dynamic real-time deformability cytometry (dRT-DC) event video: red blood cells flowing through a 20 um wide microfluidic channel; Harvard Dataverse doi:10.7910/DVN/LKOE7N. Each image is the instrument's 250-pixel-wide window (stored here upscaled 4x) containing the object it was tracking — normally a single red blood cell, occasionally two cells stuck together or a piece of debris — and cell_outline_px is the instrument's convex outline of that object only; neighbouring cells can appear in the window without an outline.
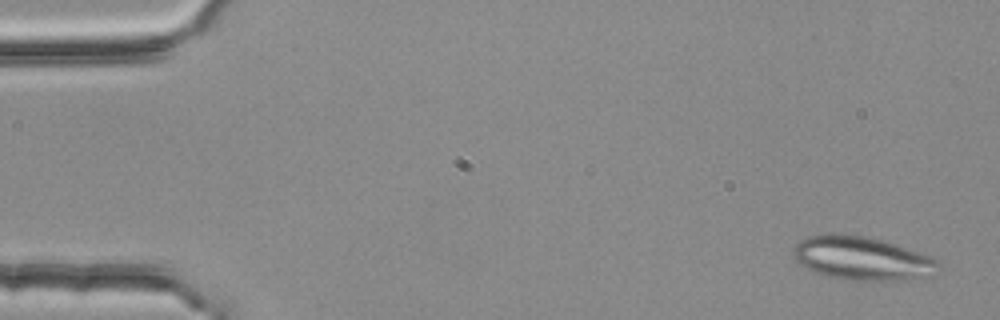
{"species": "common noctule bat (a hibernating species)", "species_latin": "Nyctalus noctula", "temperature_condition": "room temperature", "stored_images_in_passage": 3, "camera_frame_rate_fps": 3000, "um_per_image_px": 0.085, "animal": {"sex": "female", "body_mass_g": 25.1}, "frame": {"image": 1, "passage_image": 1, "time_ms": 0.0, "image_size_px": [1000, 320], "cell_outline_px": [[940, 264], [932, 276], [908, 280], [852, 280], [828, 276], [816, 272], [800, 264], [792, 256], [792, 252], [796, 244], [800, 240], [808, 236], [828, 232], [868, 236], [920, 252], [932, 256]], "centroid_in_image_um": [73.27, 21.94], "position_along_channel_um": 11.7, "area_um2": 36.99}}